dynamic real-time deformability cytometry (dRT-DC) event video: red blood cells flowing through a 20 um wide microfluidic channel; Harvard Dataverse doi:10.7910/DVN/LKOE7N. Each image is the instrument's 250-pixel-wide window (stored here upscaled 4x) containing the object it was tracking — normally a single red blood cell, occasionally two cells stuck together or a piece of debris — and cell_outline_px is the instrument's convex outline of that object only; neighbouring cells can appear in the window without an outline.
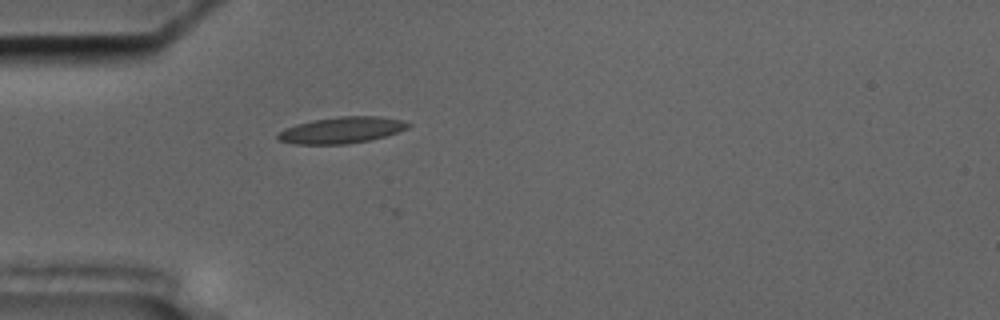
{"species": "common noctule bat (a hibernating species)", "species_latin": "Nyctalus noctula", "temperature_condition": "cold", "stored_images_in_passage": 40, "camera_frame_rate_fps": 3000, "um_per_image_px": 0.085, "animal": {"sex": "male", "body_mass_g": 17.5, "forearm_length_mm": 52.3}, "frame": {"image": 1, "passage_image": 1, "time_ms": 0.0, "image_size_px": [1000, 320], "cell_outline_px": [[412, 124], [408, 128], [384, 136], [368, 140], [348, 144], [292, 144], [280, 140], [276, 136], [276, 132], [284, 128], [296, 124], [312, 120], [340, 116], [380, 116], [404, 120]], "centroid_in_image_um": [29.01, 11.05], "position_along_channel_um": 56.0, "area_um2": 20.11}}
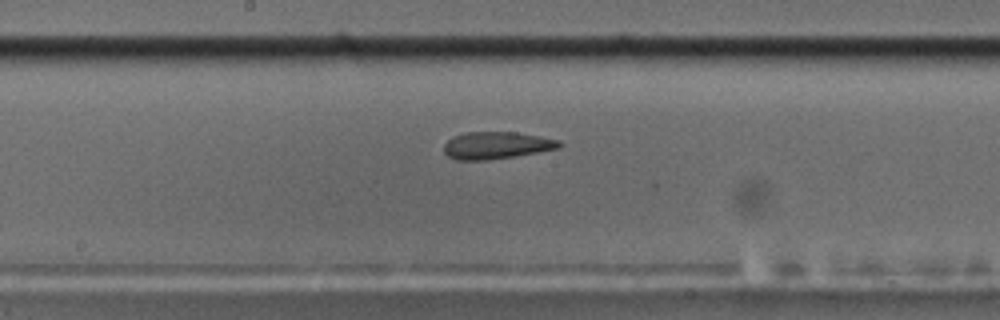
{"frame": {"image": 2, "passage_image": 14, "time_ms": 4.333, "image_size_px": [1000, 320], "cell_outline_px": [[564, 144], [560, 148], [516, 156], [488, 160], [456, 160], [448, 156], [444, 152], [444, 144], [452, 136], [464, 132], [516, 132], [540, 136], [560, 140]], "centroid_in_image_um": [42.21, 12.35], "position_along_channel_um": 206.0, "area_um2": 18.5}}
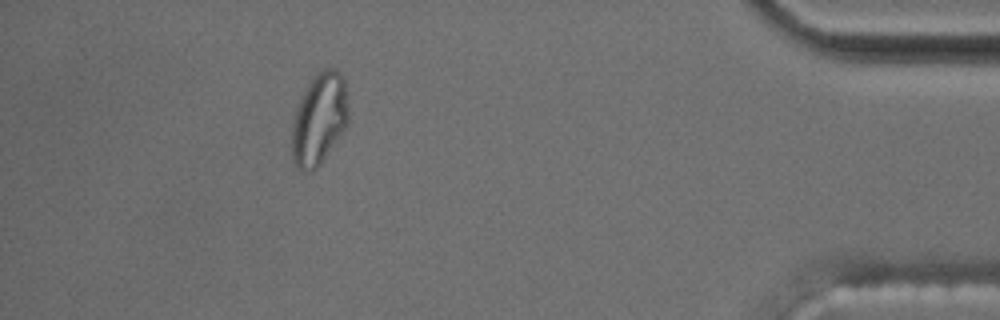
{"frame": {"image": 3, "passage_image": 35, "time_ms": 11.333, "image_size_px": [1000, 320], "cell_outline_px": [[348, 124], [344, 132], [320, 164], [312, 172], [300, 172], [296, 168], [292, 160], [292, 120], [300, 96], [304, 88], [312, 76], [316, 72], [324, 68], [336, 68], [340, 72], [344, 80], [348, 108]], "centroid_in_image_um": [27.11, 10.12], "position_along_channel_um": 408.1, "area_um2": 30.98}, "authors_computed_cell_mechanics": {"area_um2": 19.2185, "velocity_mm_per_s": 3.612, "shape_relaxation_time_tau1_ms": null, "shape_relaxation_time_tau2_ms": 2.3688, "deformation_change_tau1": null, "deformation_change_tau2": 0.1041}}